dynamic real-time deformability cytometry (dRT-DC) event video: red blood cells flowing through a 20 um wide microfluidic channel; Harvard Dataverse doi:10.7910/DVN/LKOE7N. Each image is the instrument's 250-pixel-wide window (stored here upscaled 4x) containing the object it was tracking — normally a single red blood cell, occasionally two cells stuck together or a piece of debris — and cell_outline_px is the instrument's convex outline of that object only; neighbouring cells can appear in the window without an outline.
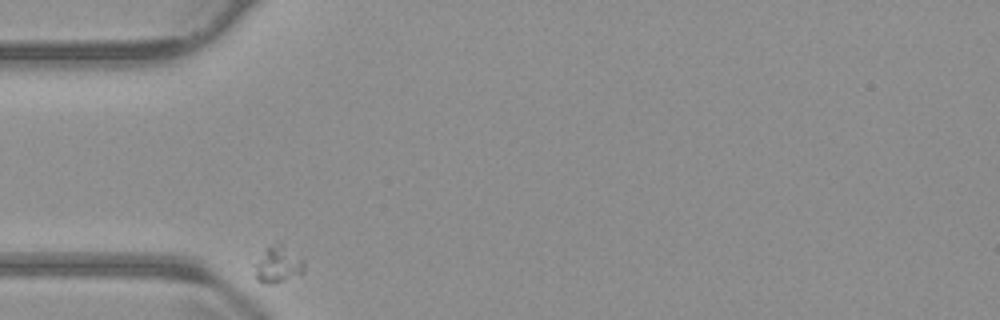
{"species": "common noctule bat (a hibernating species)", "species_latin": "Nyctalus noctula", "temperature_condition": "warm", "stored_images_in_passage": 34, "camera_frame_rate_fps": 3000, "um_per_image_px": 0.085, "animal": {"sex": "male", "body_mass_g": 23.1, "forearm_length_mm": 52.7}, "frame": {"image": 1, "passage_image": 1, "time_ms": 0.0, "image_size_px": [1000, 320], "cell_outline_px": [[304, 272], [300, 276], [272, 284], [264, 284], [256, 280], [256, 264], [268, 248], [276, 244], [284, 244], [304, 260]], "centroid_in_image_um": [23.71, 22.54], "position_along_channel_um": 61.3, "area_um2": 10.35}}
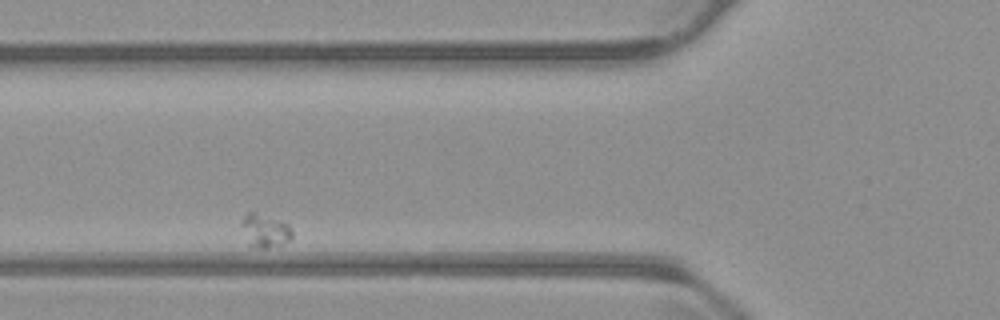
{"frame": {"image": 2, "passage_image": 6, "time_ms": 1.667, "image_size_px": [1000, 320], "cell_outline_px": [[292, 236], [284, 244], [268, 248], [252, 248], [248, 244], [240, 224], [244, 216], [248, 212], [256, 212], [280, 220], [288, 224], [292, 228]], "centroid_in_image_um": [22.51, 19.61], "position_along_channel_um": 103.3, "area_um2": 10.0}}